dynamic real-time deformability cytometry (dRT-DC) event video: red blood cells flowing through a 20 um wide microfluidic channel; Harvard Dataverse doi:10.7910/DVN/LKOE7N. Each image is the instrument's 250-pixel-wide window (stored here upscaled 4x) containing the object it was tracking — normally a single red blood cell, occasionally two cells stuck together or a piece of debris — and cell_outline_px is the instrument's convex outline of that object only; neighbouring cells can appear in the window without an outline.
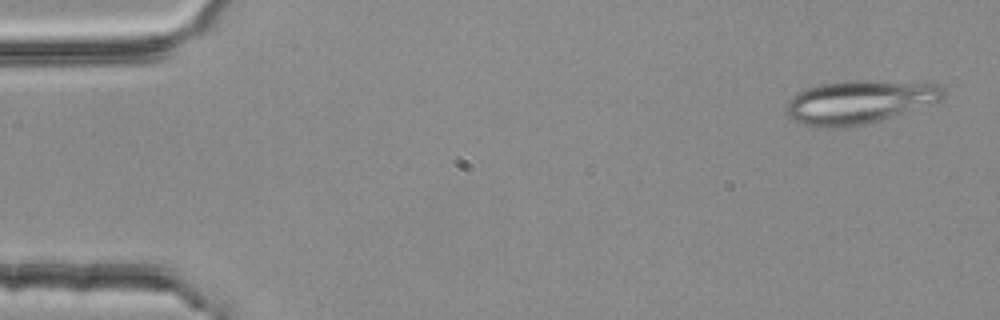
{"species": "common noctule bat (a hibernating species)", "species_latin": "Nyctalus noctula", "temperature_condition": "room temperature", "stored_images_in_passage": 4, "camera_frame_rate_fps": 3000, "um_per_image_px": 0.085, "animal": {"sex": "female", "body_mass_g": 25.1}, "frame": {"image": 1, "passage_image": 1, "time_ms": 0.0, "image_size_px": [1000, 320], "cell_outline_px": [[948, 92], [940, 100], [868, 124], [844, 128], [816, 128], [792, 120], [784, 112], [788, 100], [792, 96], [808, 88], [820, 84], [844, 80], [868, 80], [944, 84]], "centroid_in_image_um": [73.02, 8.67], "position_along_channel_um": 12.0, "area_um2": 40.11}}